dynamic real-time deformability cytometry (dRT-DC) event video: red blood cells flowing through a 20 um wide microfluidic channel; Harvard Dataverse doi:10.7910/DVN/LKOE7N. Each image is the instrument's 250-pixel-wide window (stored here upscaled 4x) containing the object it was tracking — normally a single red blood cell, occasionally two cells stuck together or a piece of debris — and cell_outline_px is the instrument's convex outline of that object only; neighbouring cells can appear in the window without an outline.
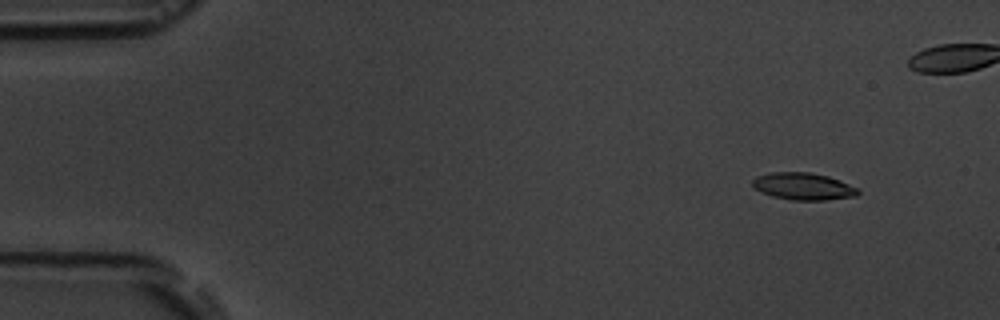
{"species": "common noctule bat (a hibernating species)", "species_latin": "Nyctalus noctula", "temperature_condition": "room temperature", "stored_images_in_passage": 5, "camera_frame_rate_fps": 3000, "um_per_image_px": 0.085, "animal": {"sex": "male", "body_mass_g": 19.5, "forearm_length_mm": 54.6}, "frame": {"image": 1, "passage_image": 1, "time_ms": 0.0, "image_size_px": [1000, 320], "cell_outline_px": [[860, 192], [856, 196], [828, 200], [792, 200], [772, 196], [760, 192], [752, 184], [752, 180], [756, 176], [768, 172], [812, 172], [828, 176], [840, 180], [860, 188]], "centroid_in_image_um": [68.3, 15.83], "position_along_channel_um": 16.7, "area_um2": 16.94}}